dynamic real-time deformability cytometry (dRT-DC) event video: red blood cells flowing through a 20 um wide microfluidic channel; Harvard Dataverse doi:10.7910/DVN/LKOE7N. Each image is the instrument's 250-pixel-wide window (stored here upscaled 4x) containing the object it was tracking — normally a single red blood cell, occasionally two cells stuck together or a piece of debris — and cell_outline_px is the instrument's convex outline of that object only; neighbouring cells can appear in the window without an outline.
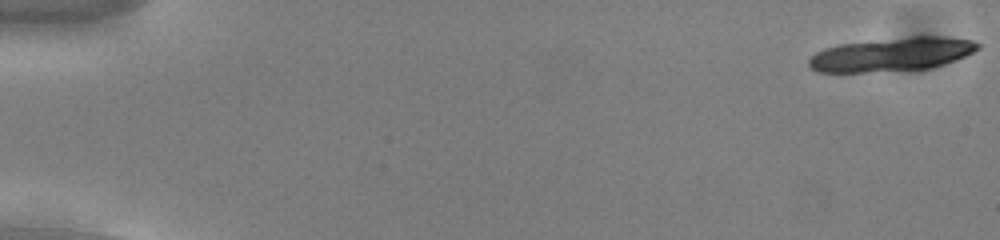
{"species": "common noctule bat (a hibernating species)", "species_latin": "Nyctalus noctula", "temperature_condition": "cold", "stored_images_in_passage": 19, "camera_frame_rate_fps": 3000, "um_per_image_px": 0.085, "animal": {"sex": "male", "body_mass_g": 13.0, "forearm_length_mm": 53.1}, "frame": {"image": 1, "passage_image": 1, "time_ms": 0.0, "image_size_px": [1000, 240], "cell_outline_px": [[980, 48], [956, 60], [944, 64], [928, 68], [868, 72], [816, 72], [808, 64], [808, 60], [816, 52], [824, 48], [840, 44], [912, 36], [944, 36], [972, 40], [980, 44]], "centroid_in_image_um": [75.8, 4.62], "position_along_channel_um": 9.2, "area_um2": 33.0}}